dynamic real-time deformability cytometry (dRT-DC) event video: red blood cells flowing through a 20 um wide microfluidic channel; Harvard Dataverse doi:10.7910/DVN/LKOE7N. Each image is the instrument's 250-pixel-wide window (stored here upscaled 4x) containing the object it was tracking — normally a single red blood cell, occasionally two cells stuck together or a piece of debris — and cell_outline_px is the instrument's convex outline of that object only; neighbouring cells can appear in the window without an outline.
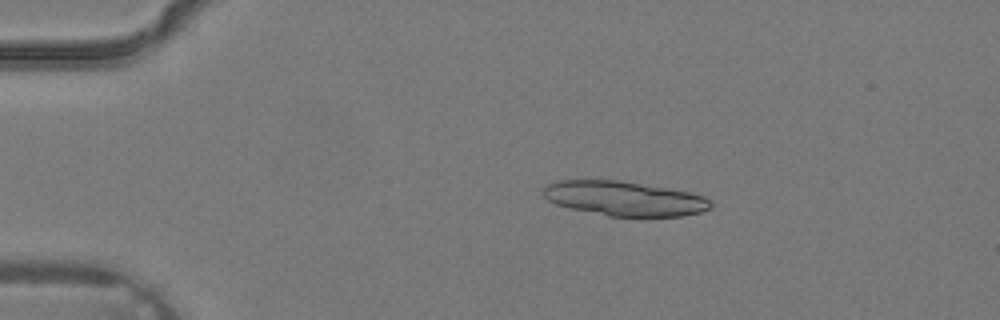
{"species": "common noctule bat (a hibernating species)", "species_latin": "Nyctalus noctula", "temperature_condition": "warm", "stored_images_in_passage": 3, "camera_frame_rate_fps": 3000, "um_per_image_px": 0.085, "animal": {"sex": "male", "body_mass_g": 19.2, "forearm_length_mm": 51.8}, "frame": {"image": 1, "passage_image": 2, "time_ms": 0.333, "image_size_px": [1000, 320], "cell_outline_px": [[712, 208], [700, 212], [684, 216], [608, 216], [572, 208], [556, 204], [548, 200], [544, 196], [544, 188], [548, 184], [556, 180], [620, 180], [668, 188], [688, 192], [704, 196], [712, 200]], "centroid_in_image_um": [53.1, 16.87], "position_along_channel_um": 31.9, "area_um2": 33.64}}